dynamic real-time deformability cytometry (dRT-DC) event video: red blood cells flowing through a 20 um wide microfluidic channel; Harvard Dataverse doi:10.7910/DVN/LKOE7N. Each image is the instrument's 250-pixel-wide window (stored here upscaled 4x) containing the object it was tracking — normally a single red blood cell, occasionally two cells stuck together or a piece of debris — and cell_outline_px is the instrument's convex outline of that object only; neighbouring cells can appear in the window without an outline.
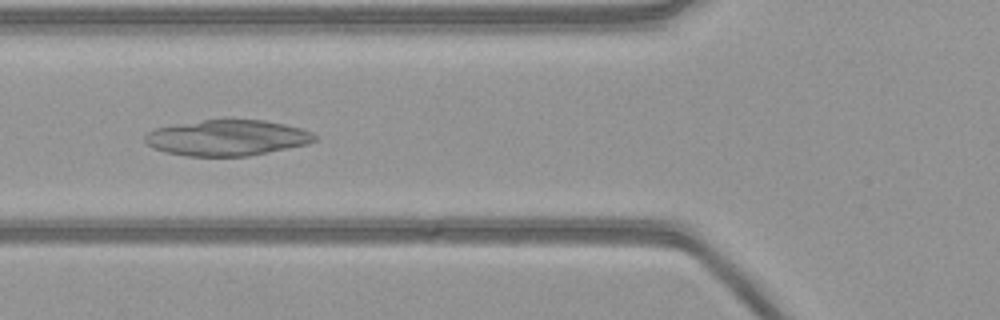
{"species": "common noctule bat (a hibernating species)", "species_latin": "Nyctalus noctula", "temperature_condition": "warm", "stored_images_in_passage": 53, "camera_frame_rate_fps": 3000, "um_per_image_px": 0.085, "animal": {"sex": "female", "body_mass_g": 21.9}, "frame": {"image": 1, "passage_image": 19, "time_ms": 6.0, "image_size_px": [1000, 320], "cell_outline_px": [[316, 140], [308, 144], [248, 156], [184, 156], [152, 148], [144, 140], [144, 136], [148, 132], [156, 128], [176, 124], [204, 120], [264, 120], [284, 124], [300, 128], [312, 132], [316, 136]], "centroid_in_image_um": [19.3, 11.72], "position_along_channel_um": 106.5, "area_um2": 35.2}}
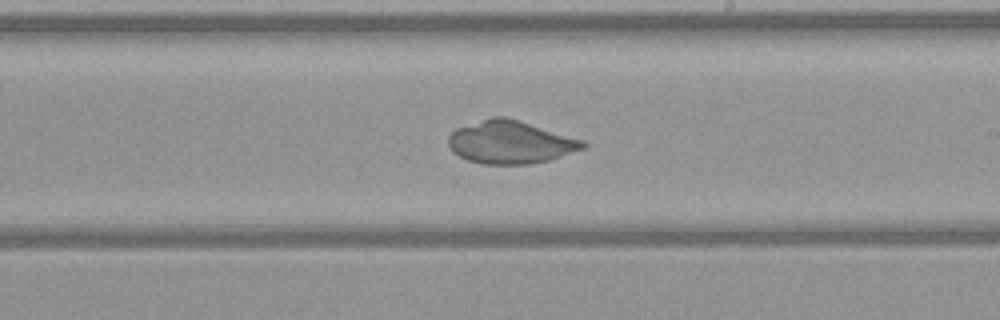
{"frame": {"image": 2, "passage_image": 30, "time_ms": 9.667, "image_size_px": [1000, 320], "cell_outline_px": [[588, 144], [584, 148], [548, 160], [528, 164], [484, 164], [468, 160], [452, 152], [448, 144], [448, 136], [456, 128], [492, 116], [508, 116], [584, 140]], "centroid_in_image_um": [43.38, 12.07], "position_along_channel_um": 245.6, "area_um2": 33.7}}
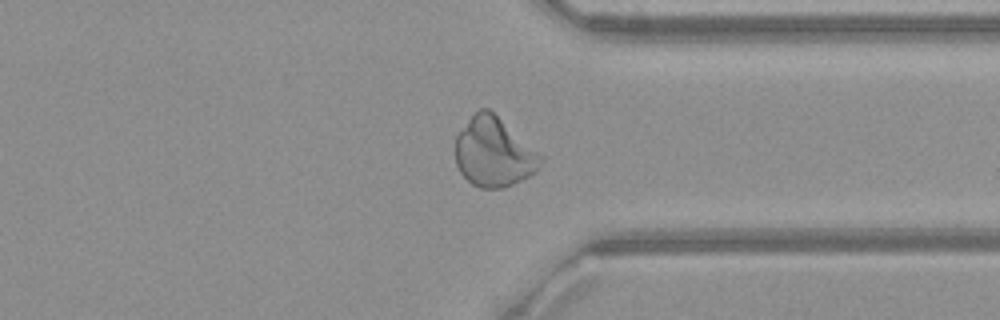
{"frame": {"image": 3, "passage_image": 40, "time_ms": 13.0, "image_size_px": [1000, 320], "cell_outline_px": [[544, 160], [536, 172], [512, 184], [500, 188], [480, 188], [472, 184], [460, 172], [456, 164], [456, 136], [468, 120], [480, 108], [488, 108], [544, 156]], "centroid_in_image_um": [41.99, 12.95], "position_along_channel_um": 369.4, "area_um2": 34.16}}